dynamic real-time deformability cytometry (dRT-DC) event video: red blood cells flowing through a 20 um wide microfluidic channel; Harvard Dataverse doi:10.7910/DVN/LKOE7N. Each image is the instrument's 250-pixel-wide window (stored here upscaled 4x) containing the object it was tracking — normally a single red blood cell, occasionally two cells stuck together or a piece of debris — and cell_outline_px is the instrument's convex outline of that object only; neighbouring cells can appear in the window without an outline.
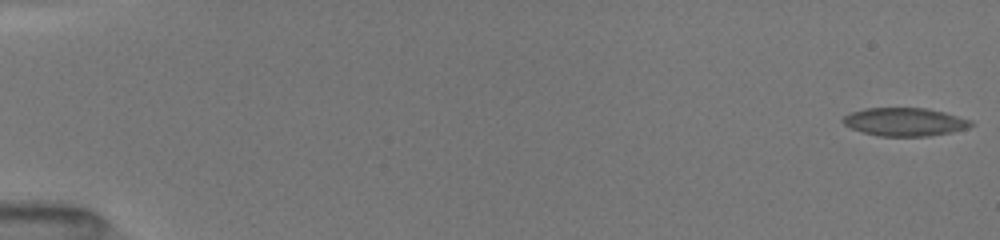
{"species": "common noctule bat (a hibernating species)", "species_latin": "Nyctalus noctula", "temperature_condition": "room temperature", "stored_images_in_passage": 67, "segment_of_instrument_passage": [1, 2], "camera_frame_rate_fps": 3000, "um_per_image_px": 0.085, "animal": {"sex": "female", "body_mass_g": 19.5, "forearm_length_mm": 54.1}, "frame": {"image": 1, "passage_image": 1, "time_ms": 0.0, "image_size_px": [1000, 240], "cell_outline_px": [[972, 124], [968, 128], [928, 136], [880, 136], [864, 132], [852, 128], [844, 124], [840, 120], [844, 116], [852, 112], [864, 108], [924, 108], [944, 112], [972, 120]], "centroid_in_image_um": [76.88, 10.35], "position_along_channel_um": 8.1, "area_um2": 20.81}}
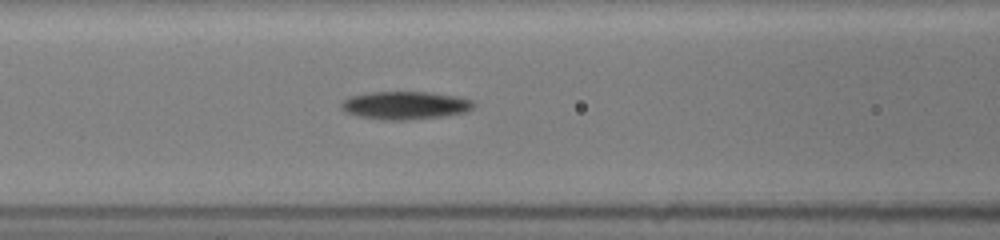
{"frame": {"image": 2, "passage_image": 25, "time_ms": 7.333, "image_size_px": [1000, 240], "cell_outline_px": [[476, 104], [468, 112], [444, 116], [404, 120], [380, 120], [360, 116], [344, 112], [340, 108], [340, 104], [348, 96], [372, 92], [428, 92], [456, 96], [472, 100]], "centroid_in_image_um": [34.43, 8.96], "position_along_channel_um": 132.2, "area_um2": 21.73}}
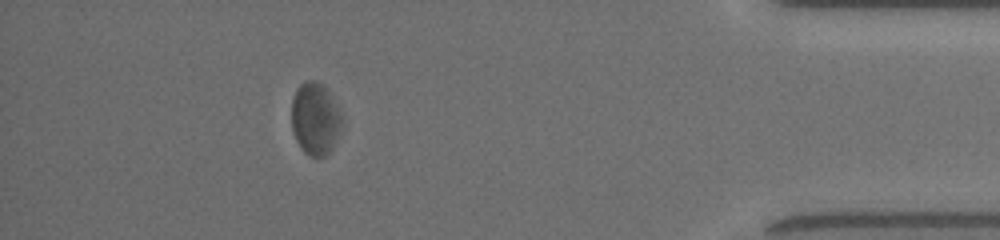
{"frame": {"image": 3, "passage_image": 58, "time_ms": 15.333, "image_size_px": [1000, 240], "cell_outline_px": [[344, 124], [332, 148], [324, 156], [308, 156], [300, 148], [292, 132], [292, 100], [296, 88], [300, 84], [308, 80], [316, 80], [328, 88]], "centroid_in_image_um": [26.79, 10.09], "position_along_channel_um": 408.4, "area_um2": 21.39}}